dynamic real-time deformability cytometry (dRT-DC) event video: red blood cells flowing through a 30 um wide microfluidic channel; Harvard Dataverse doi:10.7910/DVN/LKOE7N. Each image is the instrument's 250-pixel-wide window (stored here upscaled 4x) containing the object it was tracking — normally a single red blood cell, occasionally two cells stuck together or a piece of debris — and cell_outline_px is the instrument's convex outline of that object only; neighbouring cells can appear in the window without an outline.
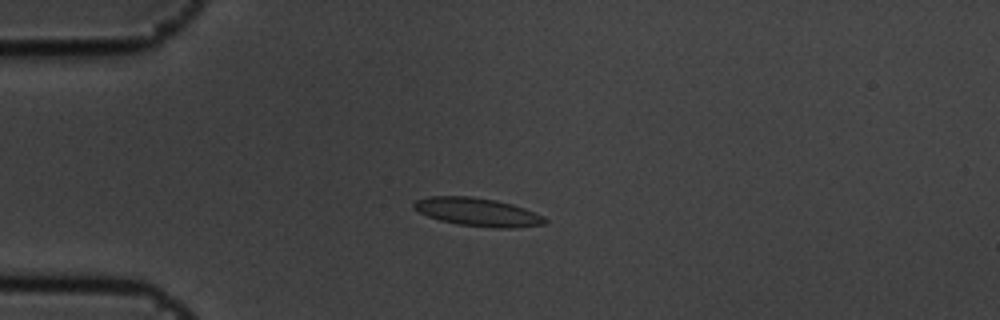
{"species": "common noctule bat (a hibernating species)", "species_latin": "Nyctalus noctula", "temperature_condition": "cold", "stored_images_in_passage": 10, "camera_frame_rate_fps": 3000, "um_per_image_px": 0.085, "animal": {"sex": "male", "body_mass_g": 19.5, "forearm_length_mm": 54.6}, "frame": {"image": 1, "passage_image": 4, "time_ms": 1.0, "image_size_px": [1000, 320], "cell_outline_px": [[548, 220], [544, 224], [516, 228], [496, 228], [460, 224], [440, 220], [428, 216], [412, 208], [412, 204], [416, 200], [428, 196], [472, 196], [496, 200], [512, 204], [524, 208], [544, 216]], "centroid_in_image_um": [40.6, 18.01], "position_along_channel_um": 44.4, "area_um2": 21.56}}
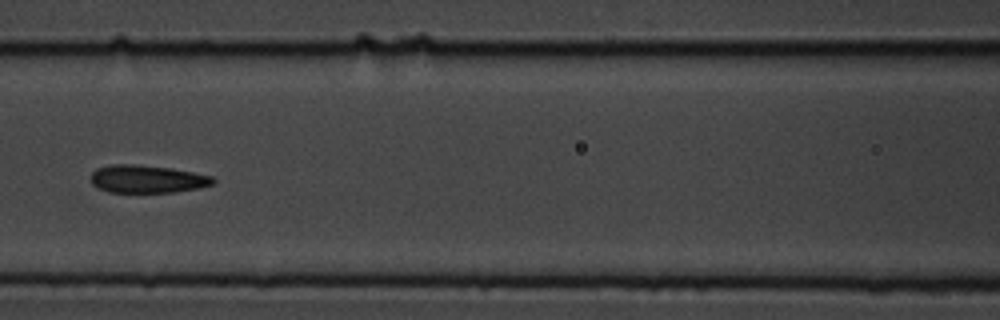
{"frame": {"image": 2, "passage_image": 7, "time_ms": 2.0, "image_size_px": [1000, 320], "cell_outline_px": [[216, 184], [200, 188], [172, 192], [108, 192], [92, 184], [92, 172], [96, 168], [112, 164], [132, 164], [172, 168], [212, 176], [216, 180]], "centroid_in_image_um": [12.55, 15.21], "position_along_channel_um": 154.1, "area_um2": 19.83}}
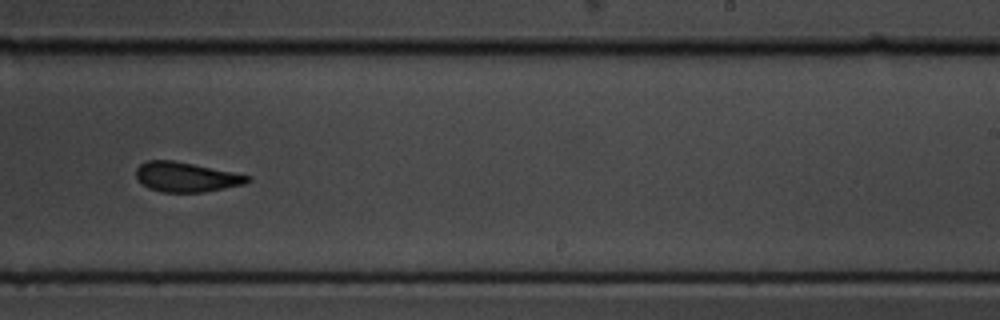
{"frame": {"image": 3, "passage_image": 10, "time_ms": 3.0, "image_size_px": [1000, 320], "cell_outline_px": [[252, 180], [244, 184], [204, 192], [160, 192], [148, 188], [136, 176], [136, 168], [140, 164], [148, 160], [172, 160], [252, 176]], "centroid_in_image_um": [15.83, 15.05], "position_along_channel_um": 273.2, "area_um2": 19.13}}